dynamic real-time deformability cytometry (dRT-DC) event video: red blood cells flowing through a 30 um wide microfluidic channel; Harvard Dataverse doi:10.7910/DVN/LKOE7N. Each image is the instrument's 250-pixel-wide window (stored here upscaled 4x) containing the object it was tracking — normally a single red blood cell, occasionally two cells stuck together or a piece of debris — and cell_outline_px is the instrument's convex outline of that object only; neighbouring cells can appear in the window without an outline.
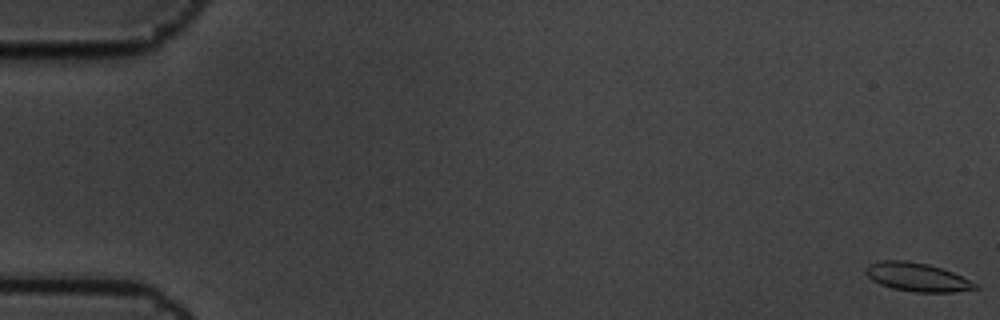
{"species": "common noctule bat (a hibernating species)", "species_latin": "Nyctalus noctula", "temperature_condition": "cold", "stored_images_in_passage": 5, "camera_frame_rate_fps": 3000, "um_per_image_px": 0.085, "animal": {"sex": "male", "body_mass_g": 19.5, "forearm_length_mm": 54.6}, "frame": {"image": 1, "passage_image": 1, "time_ms": 0.0, "image_size_px": [1000, 320], "cell_outline_px": [[980, 288], [952, 292], [912, 292], [892, 288], [880, 284], [872, 280], [864, 272], [864, 268], [868, 264], [880, 260], [904, 260], [928, 264], [952, 272], [980, 284]], "centroid_in_image_um": [77.95, 23.55], "position_along_channel_um": 7.1, "area_um2": 18.38}}